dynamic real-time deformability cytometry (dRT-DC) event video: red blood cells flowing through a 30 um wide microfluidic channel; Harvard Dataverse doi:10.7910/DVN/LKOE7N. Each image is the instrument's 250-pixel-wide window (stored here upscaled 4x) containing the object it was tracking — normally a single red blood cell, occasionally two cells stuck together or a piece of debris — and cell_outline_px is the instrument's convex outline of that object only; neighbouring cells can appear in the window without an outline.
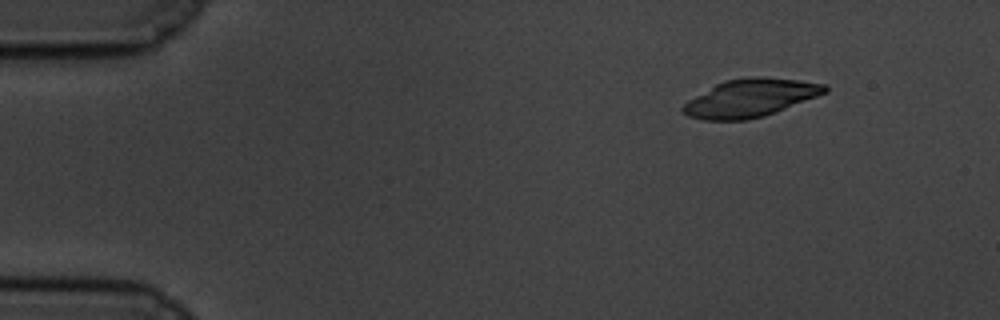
{"species": "common noctule bat (a hibernating species)", "species_latin": "Nyctalus noctula", "temperature_condition": "cold", "stored_images_in_passage": 52, "camera_frame_rate_fps": 3000, "um_per_image_px": 0.085, "animal": {"sex": "male", "body_mass_g": 19.5, "forearm_length_mm": 54.6}, "frame": {"image": 1, "passage_image": 1, "time_ms": 0.0, "image_size_px": [1000, 320], "cell_outline_px": [[828, 92], [764, 116], [748, 120], [704, 120], [688, 116], [680, 108], [688, 100], [716, 84], [724, 80], [748, 76], [760, 76], [800, 80], [824, 84], [828, 88]], "centroid_in_image_um": [63.77, 8.32], "position_along_channel_um": 21.2, "area_um2": 31.27}}